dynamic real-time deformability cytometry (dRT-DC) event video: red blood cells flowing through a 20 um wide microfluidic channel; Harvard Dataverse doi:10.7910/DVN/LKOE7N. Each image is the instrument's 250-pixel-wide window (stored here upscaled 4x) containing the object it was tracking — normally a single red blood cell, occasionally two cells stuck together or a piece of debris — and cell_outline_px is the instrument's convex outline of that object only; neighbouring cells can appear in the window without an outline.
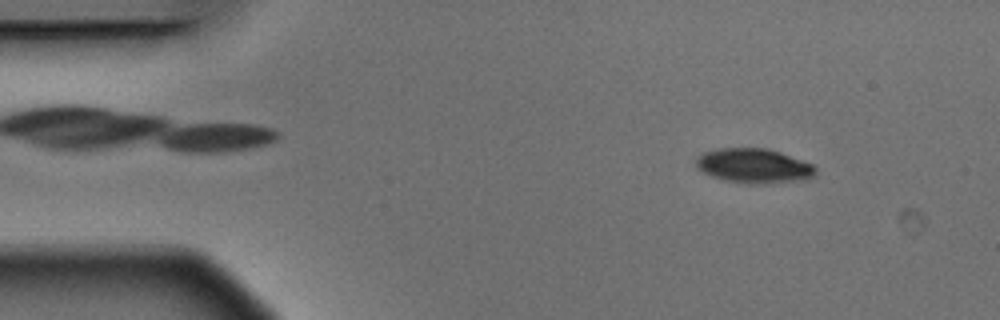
{"species": "Egyptian fruit bat (a non-hibernating species)", "species_latin": "Rousettus aegyptiacus", "temperature_condition": "warm", "stored_images_in_passage": 4, "camera_frame_rate_fps": 3000, "um_per_image_px": 0.085, "animal": {"sex": "male"}, "frame": {"image": 1, "passage_image": 1, "time_ms": 0.0, "image_size_px": [1000, 320], "cell_outline_px": [[816, 176], [804, 180], [764, 184], [744, 184], [724, 180], [712, 176], [696, 168], [696, 156], [704, 152], [720, 148], [768, 148], [780, 152], [812, 164], [816, 168]], "centroid_in_image_um": [64.08, 14.11], "position_along_channel_um": 20.9, "area_um2": 24.33}}
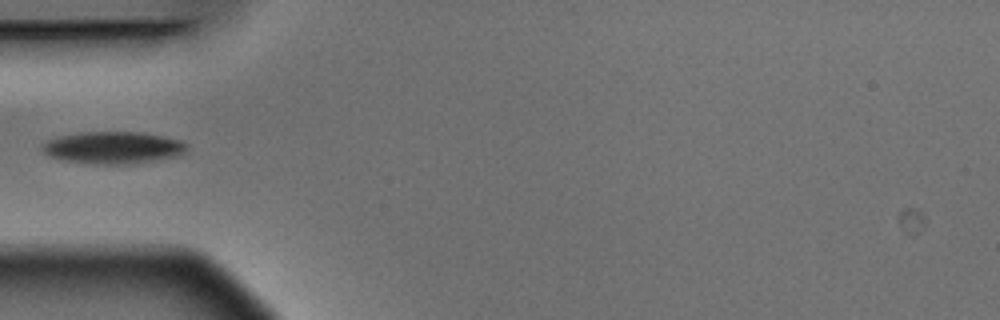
{"frame": {"image": 2, "passage_image": 4, "time_ms": 1.0, "image_size_px": [1000, 320], "cell_outline_px": [[188, 148], [184, 156], [132, 164], [92, 164], [64, 160], [48, 156], [40, 148], [48, 140], [60, 136], [80, 132], [140, 132], [180, 140], [188, 144]], "centroid_in_image_um": [9.67, 12.56], "position_along_channel_um": 75.3, "area_um2": 27.34}}